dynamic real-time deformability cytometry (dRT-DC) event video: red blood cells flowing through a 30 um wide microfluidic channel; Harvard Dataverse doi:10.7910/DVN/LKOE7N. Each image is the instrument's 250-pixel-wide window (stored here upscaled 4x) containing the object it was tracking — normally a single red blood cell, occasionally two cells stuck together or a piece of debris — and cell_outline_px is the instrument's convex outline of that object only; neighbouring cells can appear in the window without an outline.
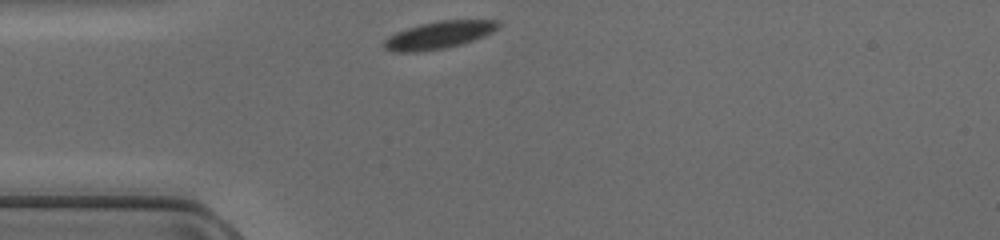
{"species": "common noctule bat (a hibernating species)", "species_latin": "Nyctalus noctula", "temperature_condition": "cold", "stored_images_in_passage": 28, "camera_frame_rate_fps": 3000, "um_per_image_px": 0.085, "animal": {"sex": "female", "body_mass_g": 17.0, "forearm_length_mm": 48.0}, "frame": {"image": 1, "passage_image": 1, "time_ms": 0.0, "image_size_px": [1000, 240], "cell_outline_px": [[500, 24], [492, 32], [484, 36], [460, 44], [444, 48], [408, 52], [396, 52], [384, 48], [380, 44], [388, 36], [396, 32], [420, 24], [440, 20], [500, 20]], "centroid_in_image_um": [37.27, 2.97], "position_along_channel_um": 47.7, "area_um2": 18.03}}
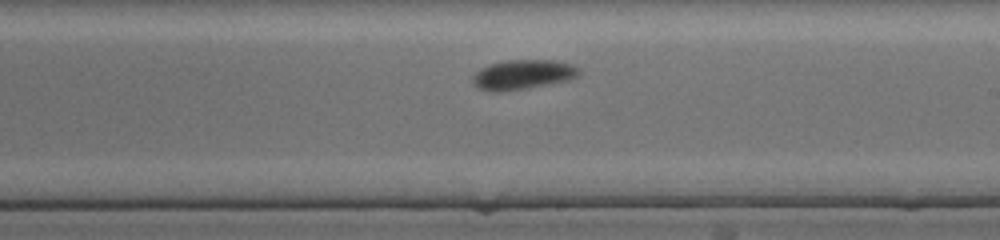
{"frame": {"image": 2, "passage_image": 16, "time_ms": 5.0, "image_size_px": [1000, 240], "cell_outline_px": [[580, 72], [576, 76], [568, 80], [524, 88], [500, 92], [492, 92], [480, 88], [472, 84], [472, 76], [480, 68], [488, 64], [504, 60], [556, 60], [572, 64], [580, 68]], "centroid_in_image_um": [44.4, 6.32], "position_along_channel_um": 244.6, "area_um2": 18.38}}
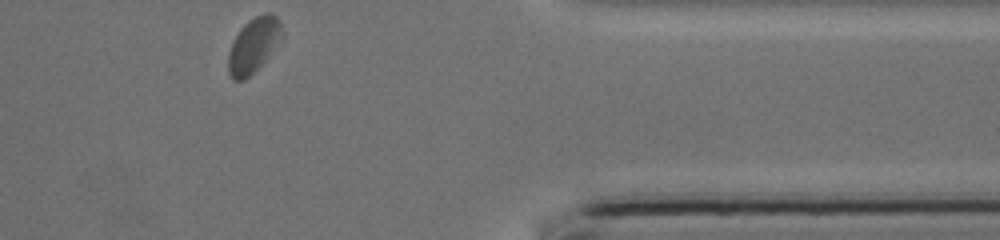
{"frame": {"image": 3, "passage_image": 28, "time_ms": 9.0, "image_size_px": [1000, 240], "cell_outline_px": [[280, 36], [268, 56], [244, 80], [232, 80], [228, 72], [228, 52], [240, 28], [248, 20], [264, 12], [268, 12], [276, 16], [280, 20]], "centroid_in_image_um": [21.49, 3.82], "position_along_channel_um": 389.9, "area_um2": 16.53}}